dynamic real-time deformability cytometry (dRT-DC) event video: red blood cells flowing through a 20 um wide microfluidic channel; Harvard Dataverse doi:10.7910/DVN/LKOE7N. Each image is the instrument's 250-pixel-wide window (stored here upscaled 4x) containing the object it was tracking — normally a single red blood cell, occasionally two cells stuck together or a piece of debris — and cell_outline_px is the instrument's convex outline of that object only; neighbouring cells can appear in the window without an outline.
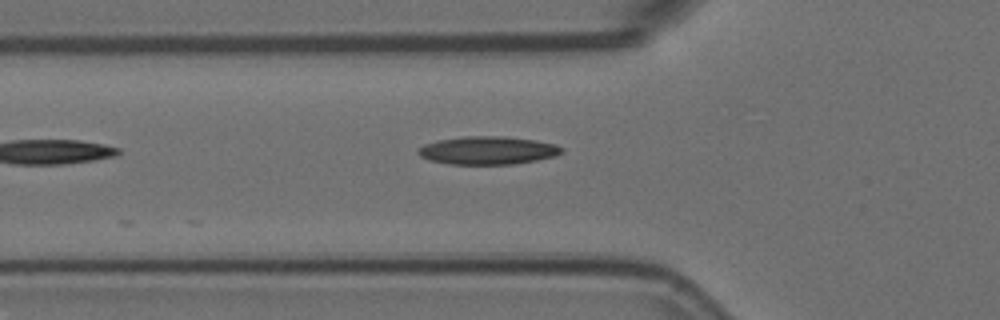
{"species": "Egyptian fruit bat (a non-hibernating species)", "species_latin": "Rousettus aegyptiacus", "temperature_condition": "room temperature", "stored_images_in_passage": 2, "camera_frame_rate_fps": 3000, "um_per_image_px": 0.085, "animal": {"sex": "female"}, "frame": {"image": 1, "passage_image": 2, "time_ms": 0.333, "image_size_px": [1000, 320], "cell_outline_px": [[564, 152], [556, 156], [536, 160], [512, 164], [448, 164], [428, 160], [420, 156], [416, 152], [416, 148], [424, 144], [440, 140], [464, 136], [504, 136], [536, 140], [556, 144], [564, 148]], "centroid_in_image_um": [41.46, 12.78], "position_along_channel_um": 84.3, "area_um2": 23.7}}